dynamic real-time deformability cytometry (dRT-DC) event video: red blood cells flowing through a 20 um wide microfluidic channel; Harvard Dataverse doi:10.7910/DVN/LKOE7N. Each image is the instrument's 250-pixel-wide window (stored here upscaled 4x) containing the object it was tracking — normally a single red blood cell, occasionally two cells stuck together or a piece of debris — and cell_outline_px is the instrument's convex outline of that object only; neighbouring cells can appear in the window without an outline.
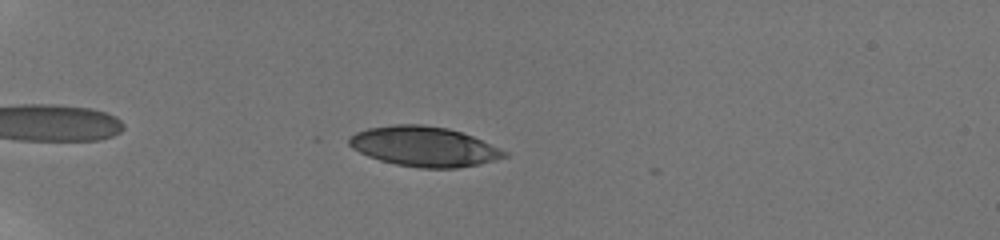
{"species": "human", "species_latin": "Homo sapiens", "temperature_condition": "room temperature", "stored_images_in_passage": 48, "camera_frame_rate_fps": 3000, "um_per_image_px": 0.085, "donor": {"sex": "male"}, "frame": {"image": 1, "passage_image": 9, "time_ms": 2.667, "image_size_px": [1000, 240], "cell_outline_px": [[508, 156], [480, 164], [456, 168], [420, 168], [396, 164], [380, 160], [368, 156], [352, 148], [348, 144], [348, 140], [356, 132], [368, 128], [392, 124], [424, 124], [448, 128], [472, 136], [500, 148], [508, 152]], "centroid_in_image_um": [36.04, 12.45], "position_along_channel_um": 49.0, "area_um2": 36.07}}
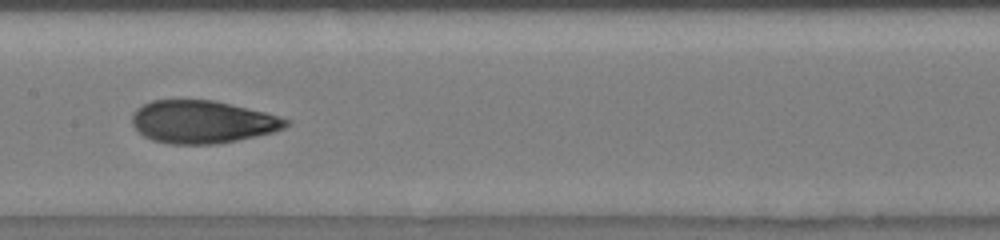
{"frame": {"image": 2, "passage_image": 24, "time_ms": 7.667, "image_size_px": [1000, 240], "cell_outline_px": [[292, 120], [284, 128], [272, 132], [256, 136], [216, 144], [172, 144], [152, 140], [144, 136], [132, 124], [132, 112], [136, 108], [152, 100], [216, 100], [264, 112]], "centroid_in_image_um": [17.19, 10.35], "position_along_channel_um": 190.2, "area_um2": 38.26}}
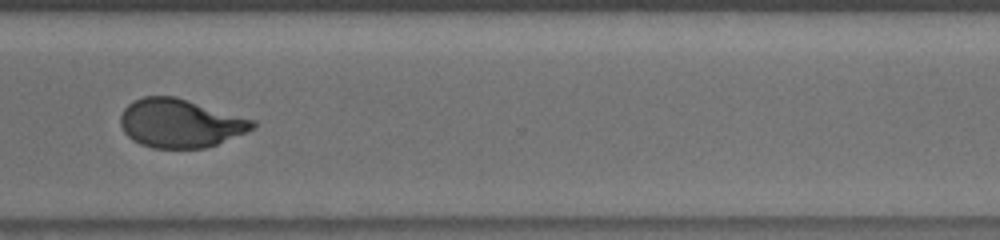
{"frame": {"image": 3, "passage_image": 37, "time_ms": 12.0, "image_size_px": [1000, 240], "cell_outline_px": [[256, 128], [216, 144], [204, 148], [152, 148], [140, 144], [132, 140], [124, 132], [120, 124], [120, 116], [124, 108], [128, 104], [144, 96], [172, 96], [256, 120]], "centroid_in_image_um": [15.3, 10.49], "position_along_channel_um": 355.3, "area_um2": 37.17}, "authors_computed_cell_mechanics": {"area_um2": 37.4255, "velocity_mm_per_s": 3.8163, "shape_relaxation_time_tau1_ms": 8.0002, "shape_relaxation_time_tau2_ms": 1.0342, "deformation_change_tau1": 0.2565, "deformation_change_tau2": 0.0664}}